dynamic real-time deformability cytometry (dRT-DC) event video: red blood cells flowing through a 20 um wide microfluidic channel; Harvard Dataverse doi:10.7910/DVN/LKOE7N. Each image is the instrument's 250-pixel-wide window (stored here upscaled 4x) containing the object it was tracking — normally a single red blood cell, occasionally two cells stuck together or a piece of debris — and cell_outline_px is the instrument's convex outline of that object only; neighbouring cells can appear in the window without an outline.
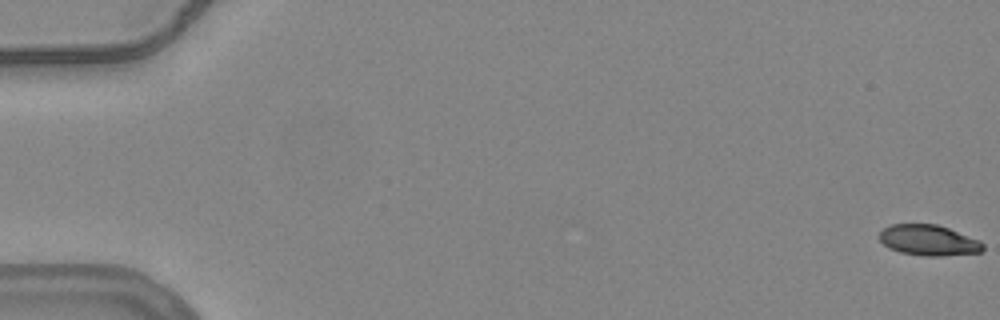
{"species": "common noctule bat (a hibernating species)", "species_latin": "Nyctalus noctula", "temperature_condition": "warm", "stored_images_in_passage": 57, "camera_frame_rate_fps": 3000, "um_per_image_px": 0.085, "animal": {"sex": "female", "body_mass_g": 24.6, "forearm_length_mm": 56.2}, "frame": {"image": 1, "passage_image": 1, "time_ms": 0.0, "image_size_px": [1000, 320], "cell_outline_px": [[984, 248], [980, 252], [944, 256], [924, 256], [900, 252], [888, 248], [880, 240], [880, 232], [884, 228], [892, 224], [936, 224], [948, 228], [980, 240], [984, 244]], "centroid_in_image_um": [78.94, 20.43], "position_along_channel_um": 6.1, "area_um2": 18.5}}
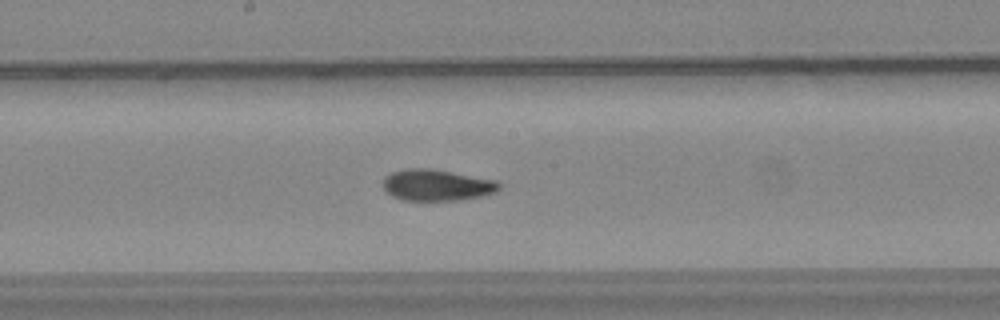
{"frame": {"image": 2, "passage_image": 31, "time_ms": 10.0, "image_size_px": [1000, 320], "cell_outline_px": [[500, 188], [496, 192], [480, 196], [456, 200], [404, 200], [392, 196], [384, 188], [384, 176], [392, 172], [408, 168], [428, 168], [496, 180], [500, 184]], "centroid_in_image_um": [37.12, 15.73], "position_along_channel_um": 211.1, "area_um2": 20.92}}
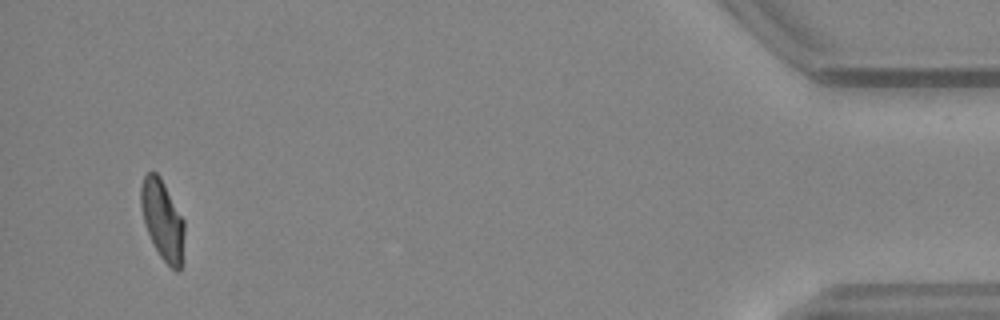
{"frame": {"image": 3, "passage_image": 54, "time_ms": 17.667, "image_size_px": [1000, 320], "cell_outline_px": [[184, 232], [180, 272], [176, 272], [160, 256], [144, 224], [140, 204], [140, 188], [144, 176], [148, 172], [156, 172], [160, 176], [184, 220]], "centroid_in_image_um": [13.8, 18.67], "position_along_channel_um": 421.4, "area_um2": 20.0}, "authors_computed_cell_mechanics": {"area_um2": 20.6924, "velocity_mm_per_s": 3.765, "shape_relaxation_time_tau1_ms": 9.5681, "shape_relaxation_time_tau2_ms": 1.9772, "deformation_change_tau1": 0.2514, "deformation_change_tau2": 0.0663}}